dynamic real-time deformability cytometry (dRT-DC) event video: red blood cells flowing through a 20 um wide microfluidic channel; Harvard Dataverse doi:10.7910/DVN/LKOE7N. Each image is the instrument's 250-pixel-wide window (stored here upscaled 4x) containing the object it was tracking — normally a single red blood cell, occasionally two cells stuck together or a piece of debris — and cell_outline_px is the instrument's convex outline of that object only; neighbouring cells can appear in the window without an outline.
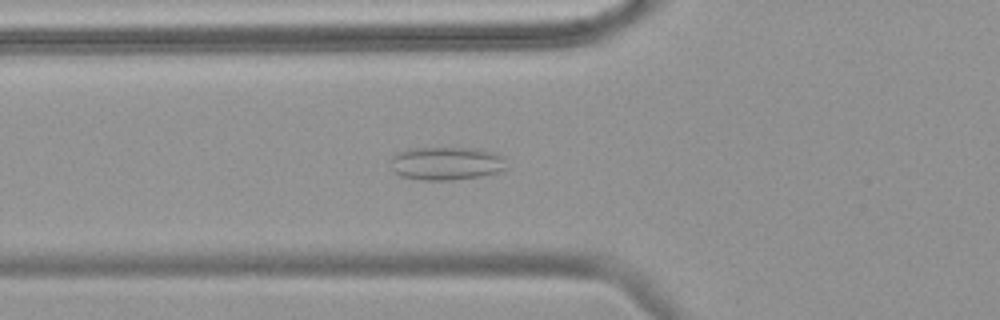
{"species": "common noctule bat (a hibernating species)", "species_latin": "Nyctalus noctula", "temperature_condition": "warm", "stored_images_in_passage": 50, "camera_frame_rate_fps": 3000, "um_per_image_px": 0.085, "animal": {"sex": "female", "body_mass_g": 18.4}, "frame": {"image": 1, "passage_image": 15, "time_ms": 4.667, "image_size_px": [1000, 320], "cell_outline_px": [[504, 168], [500, 172], [480, 176], [452, 180], [424, 180], [400, 176], [388, 164], [392, 156], [408, 148], [476, 148], [492, 152], [504, 156]], "centroid_in_image_um": [37.91, 13.88], "position_along_channel_um": 87.9, "area_um2": 22.48}}
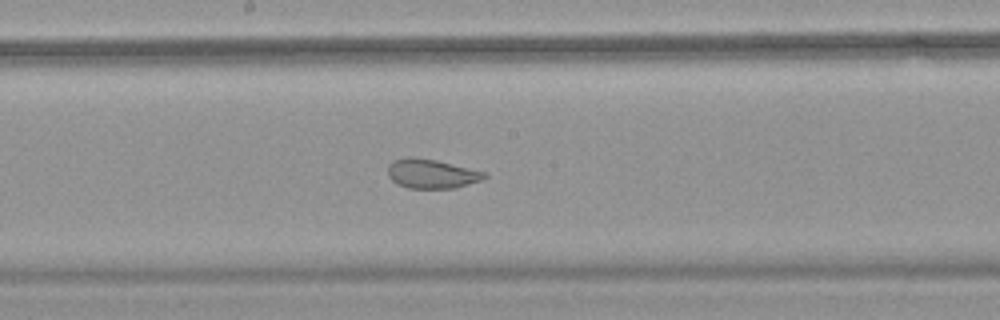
{"frame": {"image": 2, "passage_image": 25, "time_ms": 8.0, "image_size_px": [1000, 320], "cell_outline_px": [[488, 176], [480, 180], [456, 188], [408, 188], [396, 184], [388, 176], [388, 164], [392, 160], [412, 156], [436, 160], [484, 172]], "centroid_in_image_um": [36.62, 14.76], "position_along_channel_um": 211.6, "area_um2": 16.42}}
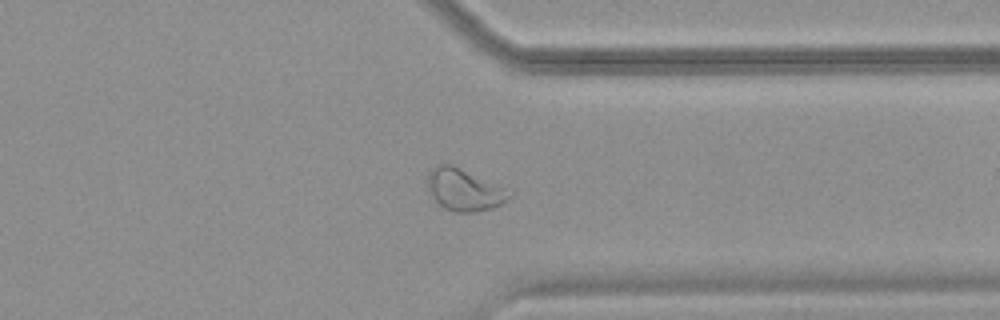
{"frame": {"image": 3, "passage_image": 38, "time_ms": 12.333, "image_size_px": [1000, 320], "cell_outline_px": [[512, 196], [500, 204], [492, 208], [472, 212], [456, 212], [444, 208], [432, 196], [428, 188], [428, 176], [432, 168], [436, 164], [452, 164], [504, 188], [512, 192]], "centroid_in_image_um": [39.44, 16.13], "position_along_channel_um": 372.0, "area_um2": 19.54}, "authors_computed_cell_mechanics": {"area_um2": 21.5883, "velocity_mm_per_s": 3.6998, "shape_relaxation_time_tau1_ms": null, "shape_relaxation_time_tau2_ms": 0.9519, "deformation_change_tau1": null, "deformation_change_tau2": 0.0782}}